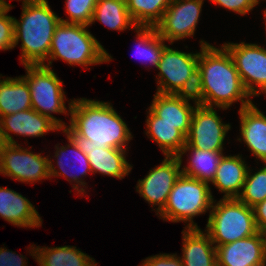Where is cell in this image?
I'll list each match as a JSON object with an SVG mask.
<instances>
[{"mask_svg": "<svg viewBox=\"0 0 266 266\" xmlns=\"http://www.w3.org/2000/svg\"><path fill=\"white\" fill-rule=\"evenodd\" d=\"M200 46L198 68L202 74L205 106L226 110L239 101L240 109L252 104L227 49L223 45L217 48L205 40L200 41Z\"/></svg>", "mask_w": 266, "mask_h": 266, "instance_id": "6da1fadb", "label": "cell"}, {"mask_svg": "<svg viewBox=\"0 0 266 266\" xmlns=\"http://www.w3.org/2000/svg\"><path fill=\"white\" fill-rule=\"evenodd\" d=\"M69 114L68 127L79 137L91 140L97 147L128 149L133 135L110 102L73 99Z\"/></svg>", "mask_w": 266, "mask_h": 266, "instance_id": "7a4b0ae2", "label": "cell"}, {"mask_svg": "<svg viewBox=\"0 0 266 266\" xmlns=\"http://www.w3.org/2000/svg\"><path fill=\"white\" fill-rule=\"evenodd\" d=\"M59 23L60 17L47 0H22L20 20L14 17V48L22 42L20 61L23 66L43 65L47 61Z\"/></svg>", "mask_w": 266, "mask_h": 266, "instance_id": "3957f363", "label": "cell"}, {"mask_svg": "<svg viewBox=\"0 0 266 266\" xmlns=\"http://www.w3.org/2000/svg\"><path fill=\"white\" fill-rule=\"evenodd\" d=\"M90 26L60 22L55 28L52 44L43 66L52 68L53 60L68 63L71 66H88L110 62L113 58L101 43L89 32ZM88 29V30H87Z\"/></svg>", "mask_w": 266, "mask_h": 266, "instance_id": "277c9868", "label": "cell"}, {"mask_svg": "<svg viewBox=\"0 0 266 266\" xmlns=\"http://www.w3.org/2000/svg\"><path fill=\"white\" fill-rule=\"evenodd\" d=\"M213 202L208 182L182 173L169 193L164 209L158 215L163 221L188 223L184 228H200L193 218L210 211Z\"/></svg>", "mask_w": 266, "mask_h": 266, "instance_id": "5b68a950", "label": "cell"}, {"mask_svg": "<svg viewBox=\"0 0 266 266\" xmlns=\"http://www.w3.org/2000/svg\"><path fill=\"white\" fill-rule=\"evenodd\" d=\"M204 232L215 247L256 234L258 229L253 207L237 198L214 200Z\"/></svg>", "mask_w": 266, "mask_h": 266, "instance_id": "8992f818", "label": "cell"}, {"mask_svg": "<svg viewBox=\"0 0 266 266\" xmlns=\"http://www.w3.org/2000/svg\"><path fill=\"white\" fill-rule=\"evenodd\" d=\"M26 75L22 76L30 88L32 109L48 117L61 131L67 126L61 119L54 117L52 113H70L73 99L68 102V110L65 105V92L63 81L59 79L52 68L43 65H24Z\"/></svg>", "mask_w": 266, "mask_h": 266, "instance_id": "52a82bcc", "label": "cell"}, {"mask_svg": "<svg viewBox=\"0 0 266 266\" xmlns=\"http://www.w3.org/2000/svg\"><path fill=\"white\" fill-rule=\"evenodd\" d=\"M223 46L232 57L246 91L253 96L266 95V48L255 43H231Z\"/></svg>", "mask_w": 266, "mask_h": 266, "instance_id": "ba28073f", "label": "cell"}, {"mask_svg": "<svg viewBox=\"0 0 266 266\" xmlns=\"http://www.w3.org/2000/svg\"><path fill=\"white\" fill-rule=\"evenodd\" d=\"M35 154L20 144H8L0 153V174L22 183L50 179L49 156Z\"/></svg>", "mask_w": 266, "mask_h": 266, "instance_id": "9c48e42d", "label": "cell"}, {"mask_svg": "<svg viewBox=\"0 0 266 266\" xmlns=\"http://www.w3.org/2000/svg\"><path fill=\"white\" fill-rule=\"evenodd\" d=\"M182 161L178 156H165L162 163L151 168L149 173L137 181L136 192L152 205L158 215L165 207L169 193L182 174Z\"/></svg>", "mask_w": 266, "mask_h": 266, "instance_id": "30bf717a", "label": "cell"}, {"mask_svg": "<svg viewBox=\"0 0 266 266\" xmlns=\"http://www.w3.org/2000/svg\"><path fill=\"white\" fill-rule=\"evenodd\" d=\"M230 128L229 123L222 122L214 107L196 106L185 146L203 151L223 152L224 140Z\"/></svg>", "mask_w": 266, "mask_h": 266, "instance_id": "8fae6325", "label": "cell"}, {"mask_svg": "<svg viewBox=\"0 0 266 266\" xmlns=\"http://www.w3.org/2000/svg\"><path fill=\"white\" fill-rule=\"evenodd\" d=\"M205 0H172L162 20L155 26L158 34L172 45L194 36Z\"/></svg>", "mask_w": 266, "mask_h": 266, "instance_id": "7c38bea8", "label": "cell"}, {"mask_svg": "<svg viewBox=\"0 0 266 266\" xmlns=\"http://www.w3.org/2000/svg\"><path fill=\"white\" fill-rule=\"evenodd\" d=\"M199 52L191 53L164 46L157 65V93L176 94L198 67Z\"/></svg>", "mask_w": 266, "mask_h": 266, "instance_id": "4fadbf2b", "label": "cell"}, {"mask_svg": "<svg viewBox=\"0 0 266 266\" xmlns=\"http://www.w3.org/2000/svg\"><path fill=\"white\" fill-rule=\"evenodd\" d=\"M83 151L88 158L90 168L93 174L99 173L118 179H124L132 170V165L126 160L125 149L97 147L93 142L84 137H79L68 126L63 130Z\"/></svg>", "mask_w": 266, "mask_h": 266, "instance_id": "5bb4252c", "label": "cell"}, {"mask_svg": "<svg viewBox=\"0 0 266 266\" xmlns=\"http://www.w3.org/2000/svg\"><path fill=\"white\" fill-rule=\"evenodd\" d=\"M68 144L65 146H59V144L55 145V155L54 157L57 159L56 160V165L58 169H56L54 163L51 160V157L49 158V175L50 179L51 177H64L69 183H73V189L77 191L78 194H82L84 196L85 189H87L86 182L84 181V177L87 176L88 173H92L90 164L87 158V155L81 151L75 142L68 136L66 135ZM70 151V152H69ZM69 152V153H67ZM71 153V154H70ZM68 154V155H66ZM72 158H71V156ZM70 156V157H67ZM75 157V158H74ZM65 161H64V160ZM76 164V165H75ZM80 165L82 169L78 168L76 166ZM69 168V169H68ZM68 170H73L75 172L70 173L71 171ZM70 173V174H69ZM75 173V174H73ZM78 174V175H77ZM81 186V187H80ZM84 187V188H82Z\"/></svg>", "mask_w": 266, "mask_h": 266, "instance_id": "9a60e30c", "label": "cell"}, {"mask_svg": "<svg viewBox=\"0 0 266 266\" xmlns=\"http://www.w3.org/2000/svg\"><path fill=\"white\" fill-rule=\"evenodd\" d=\"M218 266H266L262 232L216 247Z\"/></svg>", "mask_w": 266, "mask_h": 266, "instance_id": "2e32d148", "label": "cell"}, {"mask_svg": "<svg viewBox=\"0 0 266 266\" xmlns=\"http://www.w3.org/2000/svg\"><path fill=\"white\" fill-rule=\"evenodd\" d=\"M0 121L9 144H18L11 133L24 137H42L49 131L61 130L48 117L32 108L0 117Z\"/></svg>", "mask_w": 266, "mask_h": 266, "instance_id": "e0dca14e", "label": "cell"}, {"mask_svg": "<svg viewBox=\"0 0 266 266\" xmlns=\"http://www.w3.org/2000/svg\"><path fill=\"white\" fill-rule=\"evenodd\" d=\"M240 137L253 156L266 163V116L253 103L239 109Z\"/></svg>", "mask_w": 266, "mask_h": 266, "instance_id": "ac0fdd59", "label": "cell"}, {"mask_svg": "<svg viewBox=\"0 0 266 266\" xmlns=\"http://www.w3.org/2000/svg\"><path fill=\"white\" fill-rule=\"evenodd\" d=\"M0 217L20 228H39L43 222L29 199L10 188L1 186Z\"/></svg>", "mask_w": 266, "mask_h": 266, "instance_id": "d6986e66", "label": "cell"}, {"mask_svg": "<svg viewBox=\"0 0 266 266\" xmlns=\"http://www.w3.org/2000/svg\"><path fill=\"white\" fill-rule=\"evenodd\" d=\"M195 107L196 105L192 106L189 102L183 101L175 94L156 92L148 108L158 116V122L177 125V129L187 137Z\"/></svg>", "mask_w": 266, "mask_h": 266, "instance_id": "ffe728a7", "label": "cell"}, {"mask_svg": "<svg viewBox=\"0 0 266 266\" xmlns=\"http://www.w3.org/2000/svg\"><path fill=\"white\" fill-rule=\"evenodd\" d=\"M183 266H216V247L210 236L201 228L182 230Z\"/></svg>", "mask_w": 266, "mask_h": 266, "instance_id": "44dd1931", "label": "cell"}, {"mask_svg": "<svg viewBox=\"0 0 266 266\" xmlns=\"http://www.w3.org/2000/svg\"><path fill=\"white\" fill-rule=\"evenodd\" d=\"M245 163L240 154L223 155L220 159L211 184L224 194V199L237 198L240 195L249 170V166Z\"/></svg>", "mask_w": 266, "mask_h": 266, "instance_id": "7402d4cb", "label": "cell"}, {"mask_svg": "<svg viewBox=\"0 0 266 266\" xmlns=\"http://www.w3.org/2000/svg\"><path fill=\"white\" fill-rule=\"evenodd\" d=\"M28 250L39 266H97L98 264L94 258L77 249L76 246L49 248L30 245Z\"/></svg>", "mask_w": 266, "mask_h": 266, "instance_id": "603a6c76", "label": "cell"}, {"mask_svg": "<svg viewBox=\"0 0 266 266\" xmlns=\"http://www.w3.org/2000/svg\"><path fill=\"white\" fill-rule=\"evenodd\" d=\"M146 119V135L158 144L164 156H179L186 145V136L177 125L158 122V116L149 108Z\"/></svg>", "mask_w": 266, "mask_h": 266, "instance_id": "cb8c5ba5", "label": "cell"}, {"mask_svg": "<svg viewBox=\"0 0 266 266\" xmlns=\"http://www.w3.org/2000/svg\"><path fill=\"white\" fill-rule=\"evenodd\" d=\"M1 75V74H0ZM0 76V117L32 108L30 88L22 77Z\"/></svg>", "mask_w": 266, "mask_h": 266, "instance_id": "d4e9b609", "label": "cell"}, {"mask_svg": "<svg viewBox=\"0 0 266 266\" xmlns=\"http://www.w3.org/2000/svg\"><path fill=\"white\" fill-rule=\"evenodd\" d=\"M95 21L104 24L109 30L137 28L127 10L126 0H97L90 25Z\"/></svg>", "mask_w": 266, "mask_h": 266, "instance_id": "484cf974", "label": "cell"}, {"mask_svg": "<svg viewBox=\"0 0 266 266\" xmlns=\"http://www.w3.org/2000/svg\"><path fill=\"white\" fill-rule=\"evenodd\" d=\"M188 152H191L189 161L186 166H183L182 173L199 179L205 182H212L217 171V167L220 159L224 155L223 152L203 151L192 148L191 146H184L180 155L178 156L182 160V156Z\"/></svg>", "mask_w": 266, "mask_h": 266, "instance_id": "4316f807", "label": "cell"}, {"mask_svg": "<svg viewBox=\"0 0 266 266\" xmlns=\"http://www.w3.org/2000/svg\"><path fill=\"white\" fill-rule=\"evenodd\" d=\"M172 0H126L127 10L137 26L155 27Z\"/></svg>", "mask_w": 266, "mask_h": 266, "instance_id": "83f0119b", "label": "cell"}, {"mask_svg": "<svg viewBox=\"0 0 266 266\" xmlns=\"http://www.w3.org/2000/svg\"><path fill=\"white\" fill-rule=\"evenodd\" d=\"M136 41L138 42L135 48L136 55L143 62H149L150 66L157 68L163 51L165 40L158 34L155 27L137 26L135 29Z\"/></svg>", "mask_w": 266, "mask_h": 266, "instance_id": "f1b7e54d", "label": "cell"}, {"mask_svg": "<svg viewBox=\"0 0 266 266\" xmlns=\"http://www.w3.org/2000/svg\"><path fill=\"white\" fill-rule=\"evenodd\" d=\"M262 165L264 166L254 174L249 167L241 193L237 197L250 207L266 199V163Z\"/></svg>", "mask_w": 266, "mask_h": 266, "instance_id": "f546056e", "label": "cell"}, {"mask_svg": "<svg viewBox=\"0 0 266 266\" xmlns=\"http://www.w3.org/2000/svg\"><path fill=\"white\" fill-rule=\"evenodd\" d=\"M66 19L60 22L90 26L97 0H65Z\"/></svg>", "mask_w": 266, "mask_h": 266, "instance_id": "4dcf8cb0", "label": "cell"}, {"mask_svg": "<svg viewBox=\"0 0 266 266\" xmlns=\"http://www.w3.org/2000/svg\"><path fill=\"white\" fill-rule=\"evenodd\" d=\"M175 95L186 102H190V100H192L196 106H205L202 74L198 67L193 70L186 82Z\"/></svg>", "mask_w": 266, "mask_h": 266, "instance_id": "1f68e13d", "label": "cell"}, {"mask_svg": "<svg viewBox=\"0 0 266 266\" xmlns=\"http://www.w3.org/2000/svg\"><path fill=\"white\" fill-rule=\"evenodd\" d=\"M13 8L7 5L0 11V50H11L14 48V17L7 13Z\"/></svg>", "mask_w": 266, "mask_h": 266, "instance_id": "d6a6232c", "label": "cell"}, {"mask_svg": "<svg viewBox=\"0 0 266 266\" xmlns=\"http://www.w3.org/2000/svg\"><path fill=\"white\" fill-rule=\"evenodd\" d=\"M227 10L240 15H246L253 11L261 1L260 0H209Z\"/></svg>", "mask_w": 266, "mask_h": 266, "instance_id": "836d02e7", "label": "cell"}, {"mask_svg": "<svg viewBox=\"0 0 266 266\" xmlns=\"http://www.w3.org/2000/svg\"><path fill=\"white\" fill-rule=\"evenodd\" d=\"M140 266H183V262L177 253H160L145 258Z\"/></svg>", "mask_w": 266, "mask_h": 266, "instance_id": "e575fe53", "label": "cell"}, {"mask_svg": "<svg viewBox=\"0 0 266 266\" xmlns=\"http://www.w3.org/2000/svg\"><path fill=\"white\" fill-rule=\"evenodd\" d=\"M23 255H18L15 251L0 247V266H28Z\"/></svg>", "mask_w": 266, "mask_h": 266, "instance_id": "d590c367", "label": "cell"}, {"mask_svg": "<svg viewBox=\"0 0 266 266\" xmlns=\"http://www.w3.org/2000/svg\"><path fill=\"white\" fill-rule=\"evenodd\" d=\"M255 223L259 232L266 230V199L253 206Z\"/></svg>", "mask_w": 266, "mask_h": 266, "instance_id": "8d00e7d4", "label": "cell"}, {"mask_svg": "<svg viewBox=\"0 0 266 266\" xmlns=\"http://www.w3.org/2000/svg\"><path fill=\"white\" fill-rule=\"evenodd\" d=\"M8 144L9 143L6 139V136H5L4 130L2 128L1 121H0V153H1L2 149Z\"/></svg>", "mask_w": 266, "mask_h": 266, "instance_id": "74e56055", "label": "cell"}, {"mask_svg": "<svg viewBox=\"0 0 266 266\" xmlns=\"http://www.w3.org/2000/svg\"><path fill=\"white\" fill-rule=\"evenodd\" d=\"M7 5L6 0H0V11Z\"/></svg>", "mask_w": 266, "mask_h": 266, "instance_id": "f35d334b", "label": "cell"}, {"mask_svg": "<svg viewBox=\"0 0 266 266\" xmlns=\"http://www.w3.org/2000/svg\"><path fill=\"white\" fill-rule=\"evenodd\" d=\"M262 233L264 235V240H265V253H266V230H264Z\"/></svg>", "mask_w": 266, "mask_h": 266, "instance_id": "ab89813d", "label": "cell"}, {"mask_svg": "<svg viewBox=\"0 0 266 266\" xmlns=\"http://www.w3.org/2000/svg\"><path fill=\"white\" fill-rule=\"evenodd\" d=\"M263 11H264V12H263V13H264V15H263V16H264V19H265V25H266V9H265V10H263Z\"/></svg>", "mask_w": 266, "mask_h": 266, "instance_id": "60d3db41", "label": "cell"}]
</instances>
